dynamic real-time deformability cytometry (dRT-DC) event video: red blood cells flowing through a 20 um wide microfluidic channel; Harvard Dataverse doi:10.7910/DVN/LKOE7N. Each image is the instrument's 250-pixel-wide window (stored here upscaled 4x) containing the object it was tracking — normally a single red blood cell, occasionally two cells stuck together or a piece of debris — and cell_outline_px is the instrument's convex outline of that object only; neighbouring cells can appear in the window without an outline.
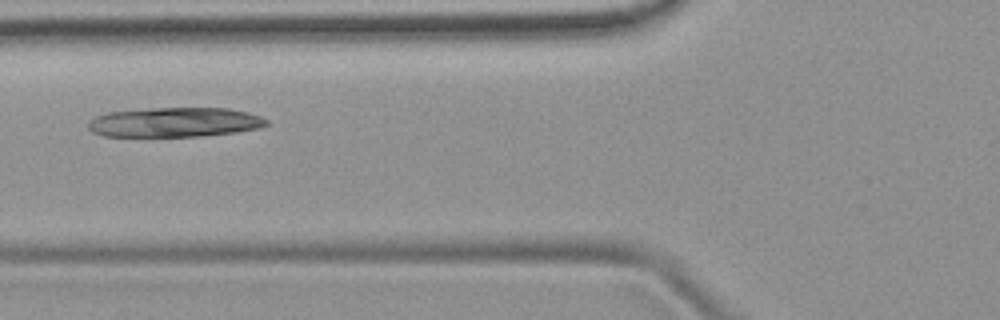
{"species": "common noctule bat (a hibernating species)", "species_latin": "Nyctalus noctula", "temperature_condition": "room temperature", "stored_images_in_passage": 5, "camera_frame_rate_fps": 3000, "um_per_image_px": 0.085, "animal": {"sex": "female", "body_mass_g": 19.9}, "frame": {"image": 1, "passage_image": 4, "time_ms": 3.667, "image_size_px": [1000, 320], "cell_outline_px": [[268, 124], [260, 128], [236, 132], [200, 136], [104, 136], [92, 132], [88, 128], [88, 120], [96, 116], [108, 112], [152, 108], [228, 108], [248, 112], [260, 116], [268, 120]], "centroid_in_image_um": [14.85, 10.39], "position_along_channel_um": 111.0, "area_um2": 30.81}}
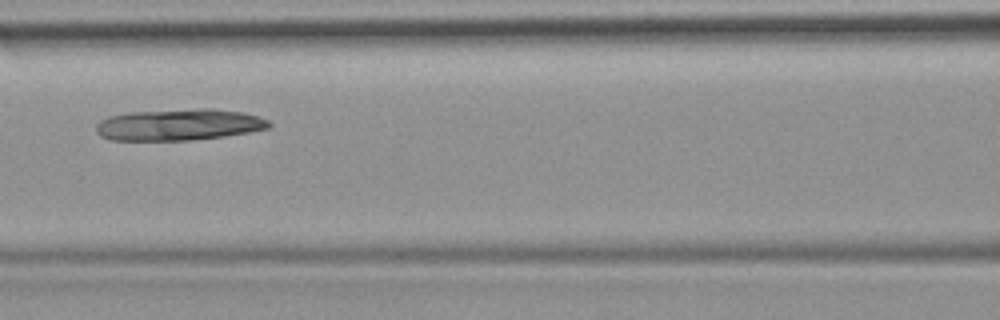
{"frame": {"image": 2, "passage_image": 5, "time_ms": 4.667, "image_size_px": [1000, 320], "cell_outline_px": [[272, 124], [268, 128], [248, 132], [224, 136], [188, 140], [112, 140], [100, 136], [96, 132], [96, 124], [100, 120], [112, 116], [128, 112], [200, 108], [212, 108], [244, 112], [268, 120]], "centroid_in_image_um": [15.2, 10.59], "position_along_channel_um": 151.4, "area_um2": 31.67}}